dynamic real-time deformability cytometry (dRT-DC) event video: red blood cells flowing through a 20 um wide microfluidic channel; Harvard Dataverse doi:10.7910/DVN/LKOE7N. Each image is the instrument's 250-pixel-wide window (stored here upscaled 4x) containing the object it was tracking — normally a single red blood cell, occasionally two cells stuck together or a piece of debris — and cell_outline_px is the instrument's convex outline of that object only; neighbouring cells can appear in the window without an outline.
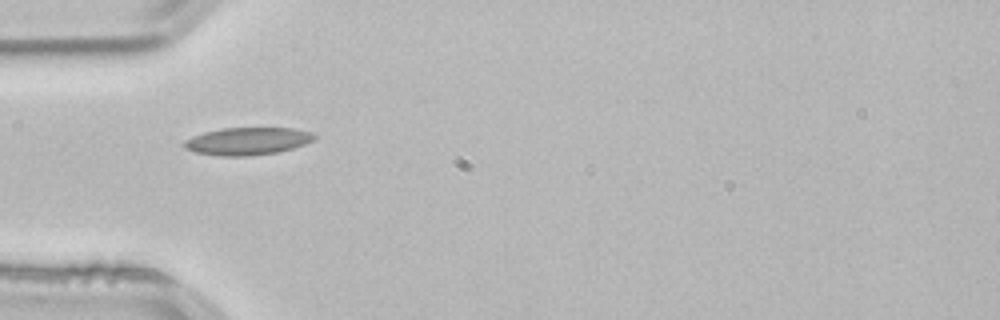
{"species": "common noctule bat (a hibernating species)", "species_latin": "Nyctalus noctula", "temperature_condition": "room temperature", "stored_images_in_passage": 37, "camera_frame_rate_fps": 3000, "um_per_image_px": 0.085, "animal": {"sex": "male", "body_mass_g": 21.5, "forearm_length_mm": 52.0}, "frame": {"image": 1, "passage_image": 1, "time_ms": 0.0, "image_size_px": [1000, 320], "cell_outline_px": [[316, 136], [312, 140], [304, 144], [292, 148], [276, 152], [248, 156], [220, 156], [196, 152], [184, 148], [184, 140], [192, 136], [204, 132], [224, 128], [296, 128], [312, 132]], "centroid_in_image_um": [21.02, 11.99], "position_along_channel_um": 64.0, "area_um2": 20.75}}
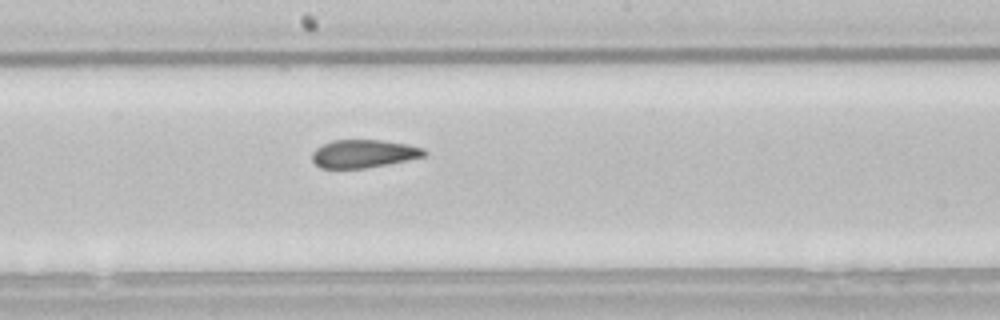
{"frame": {"image": 2, "passage_image": 13, "time_ms": 4.0, "image_size_px": [1000, 320], "cell_outline_px": [[428, 156], [388, 164], [364, 168], [320, 168], [312, 160], [312, 152], [316, 148], [332, 140], [380, 140], [408, 144], [424, 148], [428, 152]], "centroid_in_image_um": [30.95, 13.06], "position_along_channel_um": 217.2, "area_um2": 18.44}}
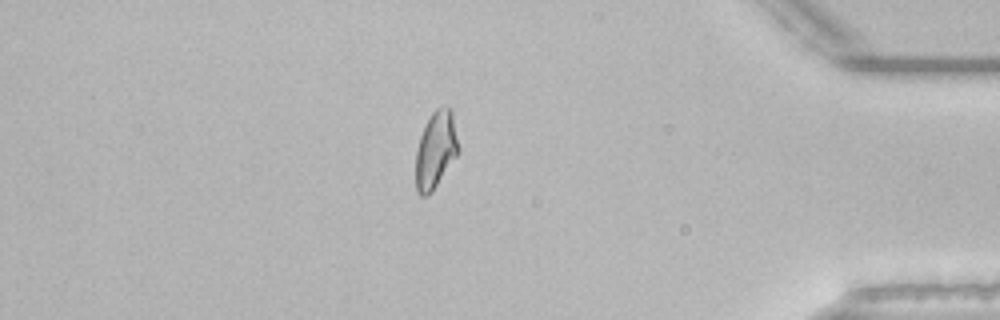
{"frame": {"image": 3, "passage_image": 30, "time_ms": 9.667, "image_size_px": [1000, 320], "cell_outline_px": [[460, 152], [432, 192], [428, 196], [420, 196], [416, 192], [416, 152], [420, 136], [424, 124], [432, 112], [436, 108], [444, 104], [452, 112], [460, 148]], "centroid_in_image_um": [37.04, 12.74], "position_along_channel_um": 398.2, "area_um2": 19.54}, "authors_computed_cell_mechanics": {"area_um2": 19.3052, "velocity_mm_per_s": 3.8527, "shape_relaxation_time_tau1_ms": null, "shape_relaxation_time_tau2_ms": 2.7143, "deformation_change_tau1": null, "deformation_change_tau2": 0.0867}}